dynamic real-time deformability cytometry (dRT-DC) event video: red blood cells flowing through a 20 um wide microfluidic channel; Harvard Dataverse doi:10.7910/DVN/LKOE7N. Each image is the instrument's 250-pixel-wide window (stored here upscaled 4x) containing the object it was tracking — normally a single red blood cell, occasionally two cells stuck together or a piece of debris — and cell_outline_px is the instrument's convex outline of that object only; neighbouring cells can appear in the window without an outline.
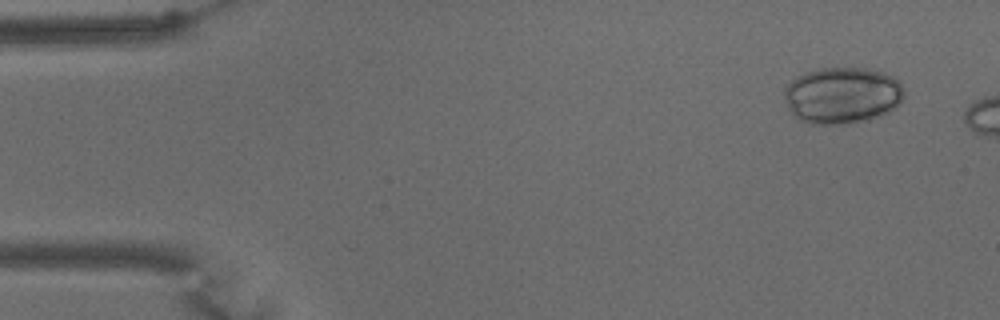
{"species": "common noctule bat (a hibernating species)", "species_latin": "Nyctalus noctula", "temperature_condition": "warm", "stored_images_in_passage": 9, "camera_frame_rate_fps": 3000, "um_per_image_px": 0.085, "animal": {"sex": "male", "body_mass_g": 15.6}, "frame": {"image": 1, "passage_image": 4, "time_ms": 1.0, "image_size_px": [1000, 320], "cell_outline_px": [[904, 96], [900, 104], [896, 108], [888, 112], [868, 120], [844, 124], [812, 124], [800, 120], [788, 108], [784, 96], [784, 88], [796, 76], [820, 68], [868, 68], [892, 76], [900, 84], [904, 92]], "centroid_in_image_um": [71.59, 8.11], "position_along_channel_um": 13.4, "area_um2": 39.48}}